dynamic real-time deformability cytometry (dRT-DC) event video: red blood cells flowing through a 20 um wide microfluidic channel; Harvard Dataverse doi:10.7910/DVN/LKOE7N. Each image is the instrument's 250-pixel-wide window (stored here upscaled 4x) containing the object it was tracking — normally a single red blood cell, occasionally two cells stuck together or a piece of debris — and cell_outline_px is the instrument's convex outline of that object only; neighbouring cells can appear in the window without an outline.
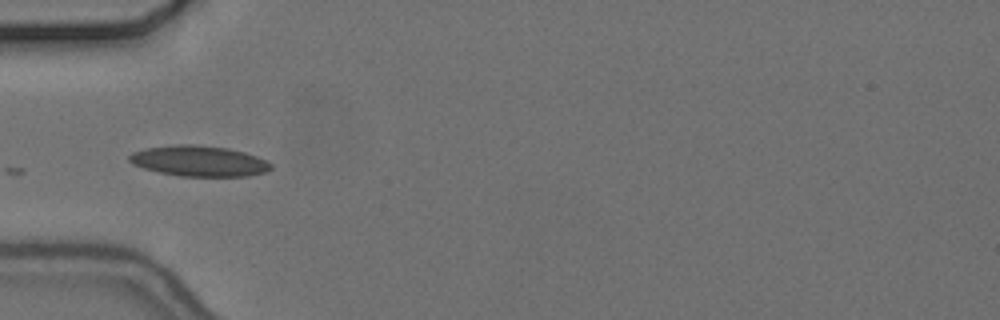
{"species": "common noctule bat (a hibernating species)", "species_latin": "Nyctalus noctula", "temperature_condition": "cold", "stored_images_in_passage": 14, "camera_frame_rate_fps": 3000, "um_per_image_px": 0.085, "animal": {"sex": "female", "body_mass_g": 24.6, "forearm_length_mm": 56.2}, "frame": {"image": 1, "passage_image": 1, "time_ms": 0.0, "image_size_px": [1000, 320], "cell_outline_px": [[272, 168], [268, 172], [248, 176], [180, 176], [160, 172], [144, 168], [132, 164], [128, 160], [128, 156], [132, 152], [148, 148], [176, 144], [192, 144], [228, 148], [244, 152], [268, 160], [272, 164]], "centroid_in_image_um": [16.95, 13.69], "position_along_channel_um": 68.0, "area_um2": 25.37}}
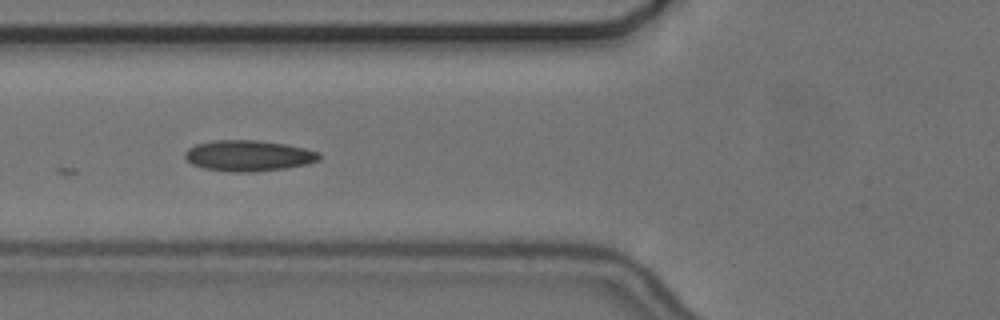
{"frame": {"image": 2, "passage_image": 4, "time_ms": 1.0, "image_size_px": [1000, 320], "cell_outline_px": [[320, 160], [288, 168], [252, 172], [228, 172], [204, 168], [192, 164], [184, 156], [184, 152], [188, 148], [196, 144], [212, 140], [256, 140], [284, 144], [304, 148], [320, 152]], "centroid_in_image_um": [21.1, 13.24], "position_along_channel_um": 104.7, "area_um2": 24.22}}
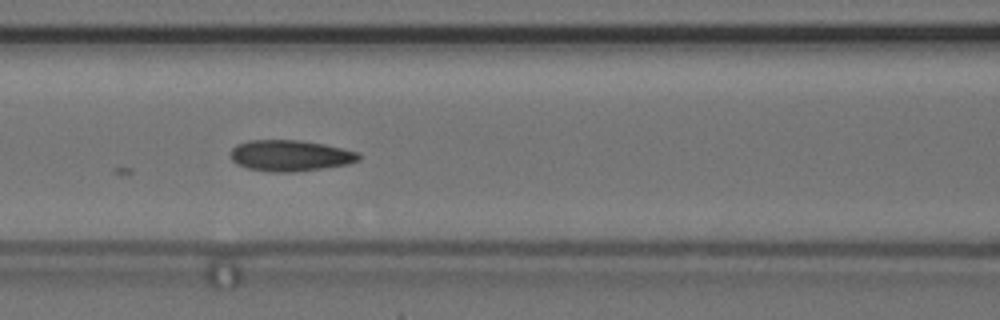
{"frame": {"image": 3, "passage_image": 7, "time_ms": 2.0, "image_size_px": [1000, 320], "cell_outline_px": [[360, 160], [348, 164], [324, 168], [292, 172], [272, 172], [248, 168], [236, 164], [232, 160], [228, 152], [236, 144], [248, 140], [300, 140], [324, 144], [360, 152]], "centroid_in_image_um": [24.65, 13.22], "position_along_channel_um": 142.0, "area_um2": 23.47}}